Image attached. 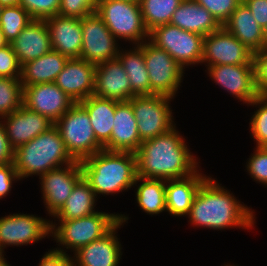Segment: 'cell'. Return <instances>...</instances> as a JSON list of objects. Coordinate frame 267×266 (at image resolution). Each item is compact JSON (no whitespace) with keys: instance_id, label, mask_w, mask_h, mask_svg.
Returning <instances> with one entry per match:
<instances>
[{"instance_id":"1","label":"cell","mask_w":267,"mask_h":266,"mask_svg":"<svg viewBox=\"0 0 267 266\" xmlns=\"http://www.w3.org/2000/svg\"><path fill=\"white\" fill-rule=\"evenodd\" d=\"M215 179L208 175L199 187L186 216L190 225L218 231L229 228L254 229L257 219L255 211Z\"/></svg>"},{"instance_id":"2","label":"cell","mask_w":267,"mask_h":266,"mask_svg":"<svg viewBox=\"0 0 267 266\" xmlns=\"http://www.w3.org/2000/svg\"><path fill=\"white\" fill-rule=\"evenodd\" d=\"M176 125L166 133L141 142L135 152L137 176L148 179H181L201 166ZM186 142V143H185Z\"/></svg>"},{"instance_id":"3","label":"cell","mask_w":267,"mask_h":266,"mask_svg":"<svg viewBox=\"0 0 267 266\" xmlns=\"http://www.w3.org/2000/svg\"><path fill=\"white\" fill-rule=\"evenodd\" d=\"M80 163L83 178L97 198L131 190L137 177L136 156L132 152L103 149Z\"/></svg>"},{"instance_id":"4","label":"cell","mask_w":267,"mask_h":266,"mask_svg":"<svg viewBox=\"0 0 267 266\" xmlns=\"http://www.w3.org/2000/svg\"><path fill=\"white\" fill-rule=\"evenodd\" d=\"M75 160L67 152L58 129L52 126L28 143L14 150L13 163L19 179L41 176L46 172L71 164Z\"/></svg>"},{"instance_id":"5","label":"cell","mask_w":267,"mask_h":266,"mask_svg":"<svg viewBox=\"0 0 267 266\" xmlns=\"http://www.w3.org/2000/svg\"><path fill=\"white\" fill-rule=\"evenodd\" d=\"M51 222L50 237L56 242V251L73 254L92 241L107 234L118 222L119 213L97 211L92 215L73 220ZM58 243V244H57Z\"/></svg>"},{"instance_id":"6","label":"cell","mask_w":267,"mask_h":266,"mask_svg":"<svg viewBox=\"0 0 267 266\" xmlns=\"http://www.w3.org/2000/svg\"><path fill=\"white\" fill-rule=\"evenodd\" d=\"M95 12L118 41L139 45L149 39L139 3L97 0Z\"/></svg>"},{"instance_id":"7","label":"cell","mask_w":267,"mask_h":266,"mask_svg":"<svg viewBox=\"0 0 267 266\" xmlns=\"http://www.w3.org/2000/svg\"><path fill=\"white\" fill-rule=\"evenodd\" d=\"M54 125L74 160L82 161L104 149L95 137L88 112L79 103H75Z\"/></svg>"},{"instance_id":"8","label":"cell","mask_w":267,"mask_h":266,"mask_svg":"<svg viewBox=\"0 0 267 266\" xmlns=\"http://www.w3.org/2000/svg\"><path fill=\"white\" fill-rule=\"evenodd\" d=\"M156 47L167 51L185 70L201 65L204 36L189 32L171 24L154 27L149 31V39Z\"/></svg>"},{"instance_id":"9","label":"cell","mask_w":267,"mask_h":266,"mask_svg":"<svg viewBox=\"0 0 267 266\" xmlns=\"http://www.w3.org/2000/svg\"><path fill=\"white\" fill-rule=\"evenodd\" d=\"M174 99L152 94L136 95L129 100L142 142L160 136L177 125L171 109Z\"/></svg>"},{"instance_id":"10","label":"cell","mask_w":267,"mask_h":266,"mask_svg":"<svg viewBox=\"0 0 267 266\" xmlns=\"http://www.w3.org/2000/svg\"><path fill=\"white\" fill-rule=\"evenodd\" d=\"M144 60L148 70L150 91L175 98L182 86L183 69L164 49L156 47L149 40L144 41Z\"/></svg>"},{"instance_id":"11","label":"cell","mask_w":267,"mask_h":266,"mask_svg":"<svg viewBox=\"0 0 267 266\" xmlns=\"http://www.w3.org/2000/svg\"><path fill=\"white\" fill-rule=\"evenodd\" d=\"M50 219L36 214L13 213L0 217V254L8 246H27L50 238Z\"/></svg>"},{"instance_id":"12","label":"cell","mask_w":267,"mask_h":266,"mask_svg":"<svg viewBox=\"0 0 267 266\" xmlns=\"http://www.w3.org/2000/svg\"><path fill=\"white\" fill-rule=\"evenodd\" d=\"M81 28L80 59L98 65L118 57L121 44L96 12L81 19Z\"/></svg>"},{"instance_id":"13","label":"cell","mask_w":267,"mask_h":266,"mask_svg":"<svg viewBox=\"0 0 267 266\" xmlns=\"http://www.w3.org/2000/svg\"><path fill=\"white\" fill-rule=\"evenodd\" d=\"M83 178L80 161L50 170L39 177L45 211L52 217L63 207L75 185Z\"/></svg>"},{"instance_id":"14","label":"cell","mask_w":267,"mask_h":266,"mask_svg":"<svg viewBox=\"0 0 267 266\" xmlns=\"http://www.w3.org/2000/svg\"><path fill=\"white\" fill-rule=\"evenodd\" d=\"M252 60L253 52L225 27L204 36L201 65H246Z\"/></svg>"},{"instance_id":"15","label":"cell","mask_w":267,"mask_h":266,"mask_svg":"<svg viewBox=\"0 0 267 266\" xmlns=\"http://www.w3.org/2000/svg\"><path fill=\"white\" fill-rule=\"evenodd\" d=\"M207 76L225 92L243 104L259 96L255 86L254 61L246 65H214L206 67Z\"/></svg>"},{"instance_id":"16","label":"cell","mask_w":267,"mask_h":266,"mask_svg":"<svg viewBox=\"0 0 267 266\" xmlns=\"http://www.w3.org/2000/svg\"><path fill=\"white\" fill-rule=\"evenodd\" d=\"M128 220L129 215L119 213V222L107 234L71 255L73 266H119L123 252L117 231Z\"/></svg>"},{"instance_id":"17","label":"cell","mask_w":267,"mask_h":266,"mask_svg":"<svg viewBox=\"0 0 267 266\" xmlns=\"http://www.w3.org/2000/svg\"><path fill=\"white\" fill-rule=\"evenodd\" d=\"M76 102L54 82L23 87L22 105L56 122Z\"/></svg>"},{"instance_id":"18","label":"cell","mask_w":267,"mask_h":266,"mask_svg":"<svg viewBox=\"0 0 267 266\" xmlns=\"http://www.w3.org/2000/svg\"><path fill=\"white\" fill-rule=\"evenodd\" d=\"M0 119L9 144L14 150L54 126V122L49 118L31 111L23 105Z\"/></svg>"},{"instance_id":"19","label":"cell","mask_w":267,"mask_h":266,"mask_svg":"<svg viewBox=\"0 0 267 266\" xmlns=\"http://www.w3.org/2000/svg\"><path fill=\"white\" fill-rule=\"evenodd\" d=\"M96 65L80 58H70L57 75L55 84L76 103L93 95Z\"/></svg>"},{"instance_id":"20","label":"cell","mask_w":267,"mask_h":266,"mask_svg":"<svg viewBox=\"0 0 267 266\" xmlns=\"http://www.w3.org/2000/svg\"><path fill=\"white\" fill-rule=\"evenodd\" d=\"M93 95L117 102L131 99V83L118 57L96 65Z\"/></svg>"},{"instance_id":"21","label":"cell","mask_w":267,"mask_h":266,"mask_svg":"<svg viewBox=\"0 0 267 266\" xmlns=\"http://www.w3.org/2000/svg\"><path fill=\"white\" fill-rule=\"evenodd\" d=\"M141 142L131 103L116 101L111 138L104 149L135 153Z\"/></svg>"},{"instance_id":"22","label":"cell","mask_w":267,"mask_h":266,"mask_svg":"<svg viewBox=\"0 0 267 266\" xmlns=\"http://www.w3.org/2000/svg\"><path fill=\"white\" fill-rule=\"evenodd\" d=\"M52 49L70 58H80L82 49L81 19L55 15L48 17Z\"/></svg>"},{"instance_id":"23","label":"cell","mask_w":267,"mask_h":266,"mask_svg":"<svg viewBox=\"0 0 267 266\" xmlns=\"http://www.w3.org/2000/svg\"><path fill=\"white\" fill-rule=\"evenodd\" d=\"M9 44L21 66L52 50L49 30L43 19H33L30 21Z\"/></svg>"},{"instance_id":"24","label":"cell","mask_w":267,"mask_h":266,"mask_svg":"<svg viewBox=\"0 0 267 266\" xmlns=\"http://www.w3.org/2000/svg\"><path fill=\"white\" fill-rule=\"evenodd\" d=\"M201 167L191 176L166 180L165 194H166V210L170 216L186 217L192 207L194 197L208 177L201 173Z\"/></svg>"},{"instance_id":"25","label":"cell","mask_w":267,"mask_h":266,"mask_svg":"<svg viewBox=\"0 0 267 266\" xmlns=\"http://www.w3.org/2000/svg\"><path fill=\"white\" fill-rule=\"evenodd\" d=\"M253 53L267 48L264 29L255 20L247 5L242 2L223 25Z\"/></svg>"},{"instance_id":"26","label":"cell","mask_w":267,"mask_h":266,"mask_svg":"<svg viewBox=\"0 0 267 266\" xmlns=\"http://www.w3.org/2000/svg\"><path fill=\"white\" fill-rule=\"evenodd\" d=\"M170 24L202 36L216 32L221 27L214 16L195 0H183L174 11Z\"/></svg>"},{"instance_id":"27","label":"cell","mask_w":267,"mask_h":266,"mask_svg":"<svg viewBox=\"0 0 267 266\" xmlns=\"http://www.w3.org/2000/svg\"><path fill=\"white\" fill-rule=\"evenodd\" d=\"M68 57L53 49L43 56L26 62L21 67L22 86L55 82L57 75L63 70Z\"/></svg>"},{"instance_id":"28","label":"cell","mask_w":267,"mask_h":266,"mask_svg":"<svg viewBox=\"0 0 267 266\" xmlns=\"http://www.w3.org/2000/svg\"><path fill=\"white\" fill-rule=\"evenodd\" d=\"M126 50L122 47L119 50L118 58L131 83V98L136 95H152L148 70L144 60V42L139 45H132Z\"/></svg>"},{"instance_id":"29","label":"cell","mask_w":267,"mask_h":266,"mask_svg":"<svg viewBox=\"0 0 267 266\" xmlns=\"http://www.w3.org/2000/svg\"><path fill=\"white\" fill-rule=\"evenodd\" d=\"M79 104L88 112L95 137L104 147L111 138L116 101L91 95Z\"/></svg>"},{"instance_id":"30","label":"cell","mask_w":267,"mask_h":266,"mask_svg":"<svg viewBox=\"0 0 267 266\" xmlns=\"http://www.w3.org/2000/svg\"><path fill=\"white\" fill-rule=\"evenodd\" d=\"M98 198L90 184L82 178L74 187L63 207L53 216L54 221L73 220L99 211L95 207ZM58 219V220H57Z\"/></svg>"},{"instance_id":"31","label":"cell","mask_w":267,"mask_h":266,"mask_svg":"<svg viewBox=\"0 0 267 266\" xmlns=\"http://www.w3.org/2000/svg\"><path fill=\"white\" fill-rule=\"evenodd\" d=\"M165 184L166 180L163 179H148L137 176L133 188L137 187L134 189V191L136 190L134 196L139 209L150 216L167 212Z\"/></svg>"},{"instance_id":"32","label":"cell","mask_w":267,"mask_h":266,"mask_svg":"<svg viewBox=\"0 0 267 266\" xmlns=\"http://www.w3.org/2000/svg\"><path fill=\"white\" fill-rule=\"evenodd\" d=\"M183 0H140V8L146 28L170 24L174 11Z\"/></svg>"},{"instance_id":"33","label":"cell","mask_w":267,"mask_h":266,"mask_svg":"<svg viewBox=\"0 0 267 266\" xmlns=\"http://www.w3.org/2000/svg\"><path fill=\"white\" fill-rule=\"evenodd\" d=\"M33 18L21 6L2 7L0 29L8 43L12 42Z\"/></svg>"},{"instance_id":"34","label":"cell","mask_w":267,"mask_h":266,"mask_svg":"<svg viewBox=\"0 0 267 266\" xmlns=\"http://www.w3.org/2000/svg\"><path fill=\"white\" fill-rule=\"evenodd\" d=\"M23 86L20 78L0 77V118L22 106Z\"/></svg>"},{"instance_id":"35","label":"cell","mask_w":267,"mask_h":266,"mask_svg":"<svg viewBox=\"0 0 267 266\" xmlns=\"http://www.w3.org/2000/svg\"><path fill=\"white\" fill-rule=\"evenodd\" d=\"M247 106L256 107L249 122L250 135L256 143L255 146H264L267 143V101L258 96Z\"/></svg>"},{"instance_id":"36","label":"cell","mask_w":267,"mask_h":266,"mask_svg":"<svg viewBox=\"0 0 267 266\" xmlns=\"http://www.w3.org/2000/svg\"><path fill=\"white\" fill-rule=\"evenodd\" d=\"M253 154L246 161V172L256 182L264 187L267 185V149L255 146Z\"/></svg>"},{"instance_id":"37","label":"cell","mask_w":267,"mask_h":266,"mask_svg":"<svg viewBox=\"0 0 267 266\" xmlns=\"http://www.w3.org/2000/svg\"><path fill=\"white\" fill-rule=\"evenodd\" d=\"M202 7L206 8L223 26L230 18L233 11L243 0H195Z\"/></svg>"},{"instance_id":"38","label":"cell","mask_w":267,"mask_h":266,"mask_svg":"<svg viewBox=\"0 0 267 266\" xmlns=\"http://www.w3.org/2000/svg\"><path fill=\"white\" fill-rule=\"evenodd\" d=\"M20 5L33 19H46L58 15L60 0H21Z\"/></svg>"},{"instance_id":"39","label":"cell","mask_w":267,"mask_h":266,"mask_svg":"<svg viewBox=\"0 0 267 266\" xmlns=\"http://www.w3.org/2000/svg\"><path fill=\"white\" fill-rule=\"evenodd\" d=\"M97 0H60L58 15L82 19L96 11Z\"/></svg>"},{"instance_id":"40","label":"cell","mask_w":267,"mask_h":266,"mask_svg":"<svg viewBox=\"0 0 267 266\" xmlns=\"http://www.w3.org/2000/svg\"><path fill=\"white\" fill-rule=\"evenodd\" d=\"M21 67L10 44L0 49V77L21 78Z\"/></svg>"},{"instance_id":"41","label":"cell","mask_w":267,"mask_h":266,"mask_svg":"<svg viewBox=\"0 0 267 266\" xmlns=\"http://www.w3.org/2000/svg\"><path fill=\"white\" fill-rule=\"evenodd\" d=\"M255 86L261 96L267 90V48L253 53Z\"/></svg>"},{"instance_id":"42","label":"cell","mask_w":267,"mask_h":266,"mask_svg":"<svg viewBox=\"0 0 267 266\" xmlns=\"http://www.w3.org/2000/svg\"><path fill=\"white\" fill-rule=\"evenodd\" d=\"M21 181L14 163L0 165V200L7 197L13 188V183Z\"/></svg>"},{"instance_id":"43","label":"cell","mask_w":267,"mask_h":266,"mask_svg":"<svg viewBox=\"0 0 267 266\" xmlns=\"http://www.w3.org/2000/svg\"><path fill=\"white\" fill-rule=\"evenodd\" d=\"M38 266H73L72 257L52 247L42 256Z\"/></svg>"},{"instance_id":"44","label":"cell","mask_w":267,"mask_h":266,"mask_svg":"<svg viewBox=\"0 0 267 266\" xmlns=\"http://www.w3.org/2000/svg\"><path fill=\"white\" fill-rule=\"evenodd\" d=\"M255 17L257 23L264 30L267 27V0H243Z\"/></svg>"},{"instance_id":"45","label":"cell","mask_w":267,"mask_h":266,"mask_svg":"<svg viewBox=\"0 0 267 266\" xmlns=\"http://www.w3.org/2000/svg\"><path fill=\"white\" fill-rule=\"evenodd\" d=\"M13 158L14 149L9 144L4 126L0 119V165L13 162Z\"/></svg>"},{"instance_id":"46","label":"cell","mask_w":267,"mask_h":266,"mask_svg":"<svg viewBox=\"0 0 267 266\" xmlns=\"http://www.w3.org/2000/svg\"><path fill=\"white\" fill-rule=\"evenodd\" d=\"M21 0H0L1 7L19 6Z\"/></svg>"},{"instance_id":"47","label":"cell","mask_w":267,"mask_h":266,"mask_svg":"<svg viewBox=\"0 0 267 266\" xmlns=\"http://www.w3.org/2000/svg\"><path fill=\"white\" fill-rule=\"evenodd\" d=\"M8 44L9 43L4 38V35H3V33L1 32V29H0V49L6 47Z\"/></svg>"},{"instance_id":"48","label":"cell","mask_w":267,"mask_h":266,"mask_svg":"<svg viewBox=\"0 0 267 266\" xmlns=\"http://www.w3.org/2000/svg\"><path fill=\"white\" fill-rule=\"evenodd\" d=\"M0 266H11L3 254L0 255Z\"/></svg>"},{"instance_id":"49","label":"cell","mask_w":267,"mask_h":266,"mask_svg":"<svg viewBox=\"0 0 267 266\" xmlns=\"http://www.w3.org/2000/svg\"><path fill=\"white\" fill-rule=\"evenodd\" d=\"M261 97L267 101V90L261 95Z\"/></svg>"},{"instance_id":"50","label":"cell","mask_w":267,"mask_h":266,"mask_svg":"<svg viewBox=\"0 0 267 266\" xmlns=\"http://www.w3.org/2000/svg\"><path fill=\"white\" fill-rule=\"evenodd\" d=\"M120 1H127V2H134V3H139L140 0H120Z\"/></svg>"},{"instance_id":"51","label":"cell","mask_w":267,"mask_h":266,"mask_svg":"<svg viewBox=\"0 0 267 266\" xmlns=\"http://www.w3.org/2000/svg\"><path fill=\"white\" fill-rule=\"evenodd\" d=\"M223 266H238V265H234L233 263H227V264H223Z\"/></svg>"},{"instance_id":"52","label":"cell","mask_w":267,"mask_h":266,"mask_svg":"<svg viewBox=\"0 0 267 266\" xmlns=\"http://www.w3.org/2000/svg\"><path fill=\"white\" fill-rule=\"evenodd\" d=\"M264 33H265V37H266V40H267V27H266V29L264 30Z\"/></svg>"}]
</instances>
